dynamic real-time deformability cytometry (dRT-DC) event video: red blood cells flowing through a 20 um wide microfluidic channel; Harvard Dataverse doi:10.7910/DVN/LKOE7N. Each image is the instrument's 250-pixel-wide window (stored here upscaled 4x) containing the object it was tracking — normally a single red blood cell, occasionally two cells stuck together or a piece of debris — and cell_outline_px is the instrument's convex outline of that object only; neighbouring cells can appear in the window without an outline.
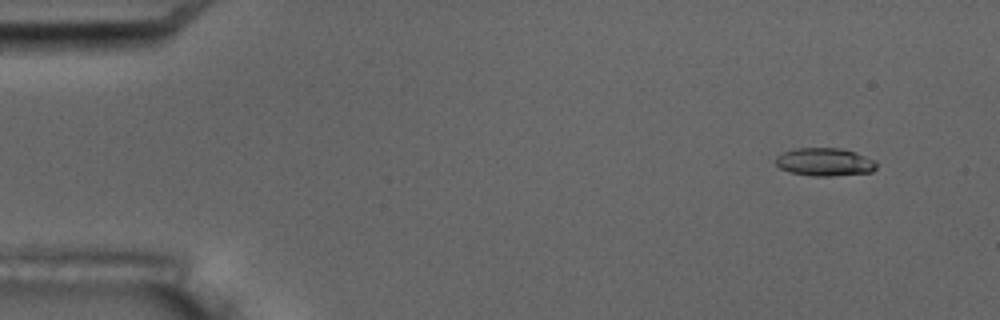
{"species": "common noctule bat (a hibernating species)", "species_latin": "Nyctalus noctula", "temperature_condition": "room temperature", "stored_images_in_passage": 6, "camera_frame_rate_fps": 3000, "um_per_image_px": 0.085, "animal": {"sex": "male", "body_mass_g": 17.5, "forearm_length_mm": 52.3}, "frame": {"image": 1, "passage_image": 2, "time_ms": 1.0, "image_size_px": [1000, 320], "cell_outline_px": [[876, 168], [872, 172], [832, 176], [816, 176], [788, 172], [780, 168], [776, 164], [776, 156], [784, 152], [796, 148], [840, 148], [856, 152], [876, 160]], "centroid_in_image_um": [70.12, 13.77], "position_along_channel_um": 14.9, "area_um2": 16.53}}
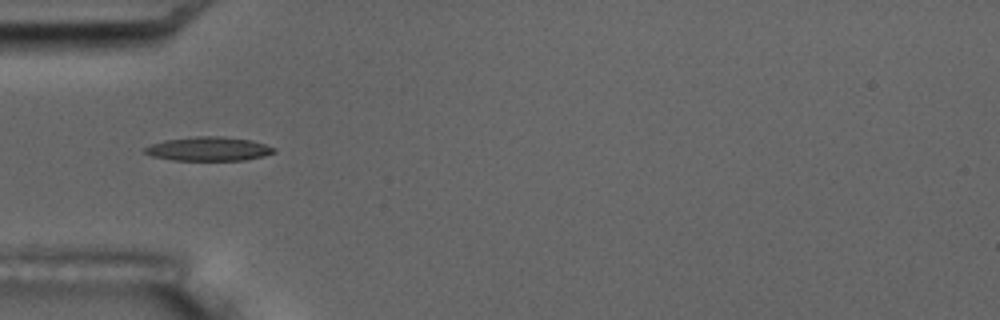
{"frame": {"image": 2, "passage_image": 6, "time_ms": 5.667, "image_size_px": [1000, 320], "cell_outline_px": [[276, 152], [264, 156], [244, 160], [172, 160], [152, 156], [144, 152], [144, 148], [152, 144], [164, 140], [196, 136], [224, 136], [252, 140], [276, 148]], "centroid_in_image_um": [17.76, 12.65], "position_along_channel_um": 67.2, "area_um2": 18.09}}